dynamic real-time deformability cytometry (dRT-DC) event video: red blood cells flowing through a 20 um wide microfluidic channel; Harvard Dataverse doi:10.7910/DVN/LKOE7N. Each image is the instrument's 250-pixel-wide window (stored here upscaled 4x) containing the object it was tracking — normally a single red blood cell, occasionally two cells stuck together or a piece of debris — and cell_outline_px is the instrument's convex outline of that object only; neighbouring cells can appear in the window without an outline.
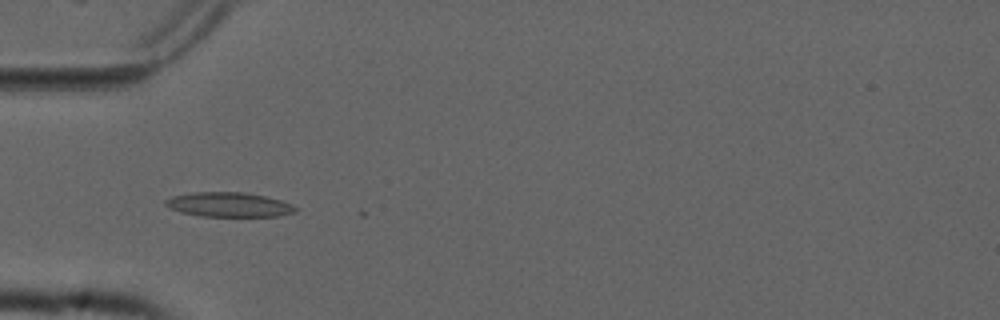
{"species": "common noctule bat (a hibernating species)", "species_latin": "Nyctalus noctula", "temperature_condition": "cold", "stored_images_in_passage": 17, "camera_frame_rate_fps": 3000, "um_per_image_px": 0.085, "animal": {"sex": "male", "forearm_length_mm": 52.5}, "frame": {"image": 1, "passage_image": 14, "time_ms": 4.333, "image_size_px": [1000, 320], "cell_outline_px": [[296, 212], [280, 216], [200, 216], [180, 212], [168, 208], [164, 204], [164, 200], [172, 196], [192, 192], [244, 192], [264, 196], [280, 200], [292, 204], [296, 208]], "centroid_in_image_um": [19.42, 17.39], "position_along_channel_um": 65.6, "area_um2": 18.67}}